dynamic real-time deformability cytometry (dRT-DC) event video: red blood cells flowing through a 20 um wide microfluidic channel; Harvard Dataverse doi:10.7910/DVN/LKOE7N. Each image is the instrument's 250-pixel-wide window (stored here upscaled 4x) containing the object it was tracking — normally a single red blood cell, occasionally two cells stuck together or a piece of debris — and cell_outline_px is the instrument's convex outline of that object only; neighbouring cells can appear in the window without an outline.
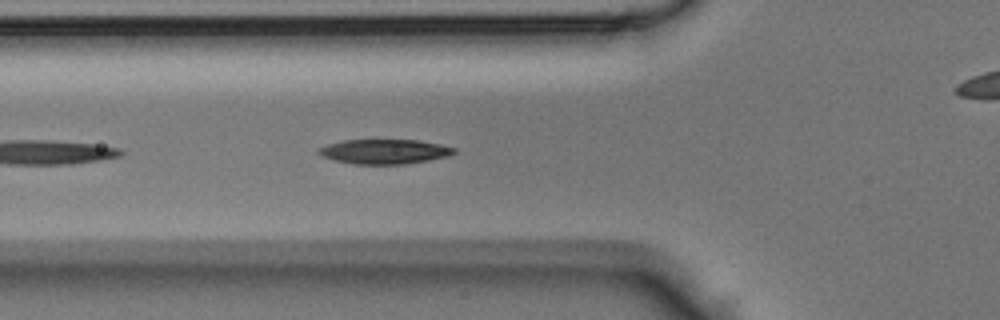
{"species": "Egyptian fruit bat (a non-hibernating species)", "species_latin": "Rousettus aegyptiacus", "temperature_condition": "room temperature", "stored_images_in_passage": 33, "camera_frame_rate_fps": 3000, "um_per_image_px": 0.085, "animal": {"sex": "male"}, "frame": {"image": 1, "passage_image": 15, "time_ms": 4.667, "image_size_px": [1000, 320], "cell_outline_px": [[456, 152], [448, 156], [428, 160], [404, 164], [352, 164], [332, 160], [320, 156], [316, 152], [320, 148], [328, 144], [344, 140], [420, 140], [440, 144], [456, 148]], "centroid_in_image_um": [32.66, 12.88], "position_along_channel_um": 93.1, "area_um2": 19.54}}